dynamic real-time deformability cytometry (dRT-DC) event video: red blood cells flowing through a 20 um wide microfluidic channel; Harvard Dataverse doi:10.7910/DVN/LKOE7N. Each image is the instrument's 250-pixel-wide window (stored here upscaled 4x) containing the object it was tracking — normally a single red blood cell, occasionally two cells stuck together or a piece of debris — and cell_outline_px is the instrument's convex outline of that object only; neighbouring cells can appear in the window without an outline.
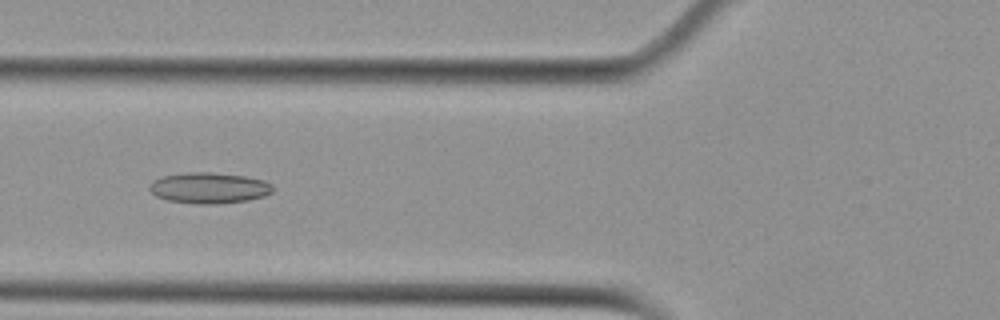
{"species": "Egyptian fruit bat (a non-hibernating species)", "species_latin": "Rousettus aegyptiacus", "temperature_condition": "cold", "stored_images_in_passage": 40, "camera_frame_rate_fps": 3000, "um_per_image_px": 0.085, "animal": {"sex": "female"}, "frame": {"image": 1, "passage_image": 7, "time_ms": 2.0, "image_size_px": [1000, 320], "cell_outline_px": [[276, 188], [272, 192], [264, 196], [248, 200], [216, 204], [196, 204], [168, 200], [156, 196], [148, 188], [152, 180], [164, 176], [188, 172], [212, 172], [244, 176], [264, 180], [272, 184]], "centroid_in_image_um": [17.79, 15.97], "position_along_channel_um": 108.0, "area_um2": 22.31}}
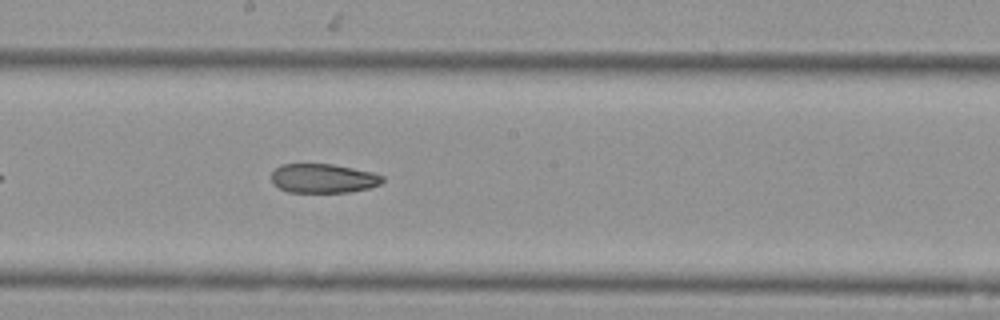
{"frame": {"image": 2, "passage_image": 16, "time_ms": 5.0, "image_size_px": [1000, 320], "cell_outline_px": [[384, 180], [380, 184], [368, 188], [352, 192], [288, 192], [272, 184], [272, 172], [280, 164], [332, 164], [372, 172], [384, 176]], "centroid_in_image_um": [27.47, 15.16], "position_along_channel_um": 220.7, "area_um2": 18.9}}
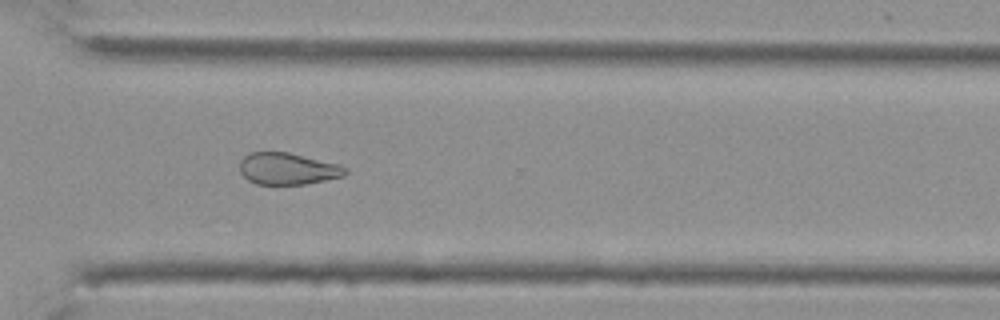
{"frame": {"image": 3, "passage_image": 26, "time_ms": 8.333, "image_size_px": [1000, 320], "cell_outline_px": [[348, 172], [344, 176], [304, 184], [256, 184], [248, 180], [240, 172], [240, 160], [248, 152], [288, 152], [340, 164], [348, 168]], "centroid_in_image_um": [24.46, 14.33], "position_along_channel_um": 346.1, "area_um2": 19.65}, "authors_computed_cell_mechanics": {"area_um2": 21.0103, "velocity_mm_per_s": 3.7695, "shape_relaxation_time_tau1_ms": null, "shape_relaxation_time_tau2_ms": 9.4075, "deformation_change_tau1": null, "deformation_change_tau2": 0.1932}}